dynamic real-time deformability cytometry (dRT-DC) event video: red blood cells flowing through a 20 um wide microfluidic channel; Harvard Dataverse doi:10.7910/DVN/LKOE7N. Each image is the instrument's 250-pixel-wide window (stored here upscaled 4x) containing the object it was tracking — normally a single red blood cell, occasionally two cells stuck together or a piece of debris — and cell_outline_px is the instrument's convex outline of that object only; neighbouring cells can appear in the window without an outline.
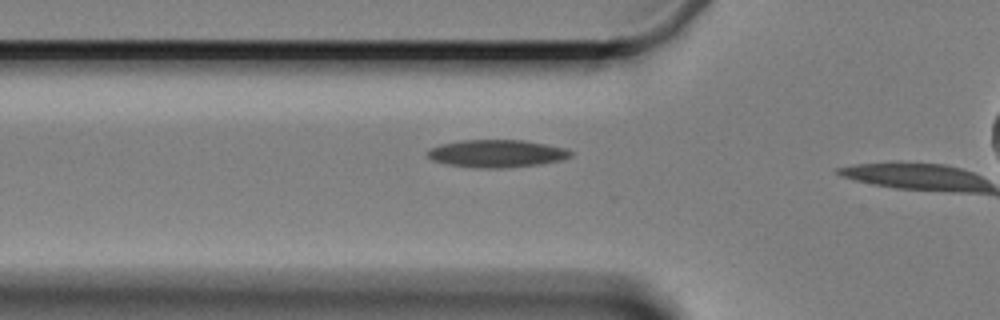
{"species": "Egyptian fruit bat (a non-hibernating species)", "species_latin": "Rousettus aegyptiacus", "temperature_condition": "cold", "stored_images_in_passage": 6, "camera_frame_rate_fps": 3000, "um_per_image_px": 0.085, "animal": {"sex": "female"}, "frame": {"image": 1, "passage_image": 6, "time_ms": 6.667, "image_size_px": [1000, 320], "cell_outline_px": [[572, 156], [560, 160], [540, 164], [504, 168], [480, 168], [448, 164], [432, 160], [428, 156], [428, 148], [440, 144], [464, 140], [524, 140], [564, 148], [572, 152]], "centroid_in_image_um": [42.2, 13.05], "position_along_channel_um": 83.6, "area_um2": 22.83}}